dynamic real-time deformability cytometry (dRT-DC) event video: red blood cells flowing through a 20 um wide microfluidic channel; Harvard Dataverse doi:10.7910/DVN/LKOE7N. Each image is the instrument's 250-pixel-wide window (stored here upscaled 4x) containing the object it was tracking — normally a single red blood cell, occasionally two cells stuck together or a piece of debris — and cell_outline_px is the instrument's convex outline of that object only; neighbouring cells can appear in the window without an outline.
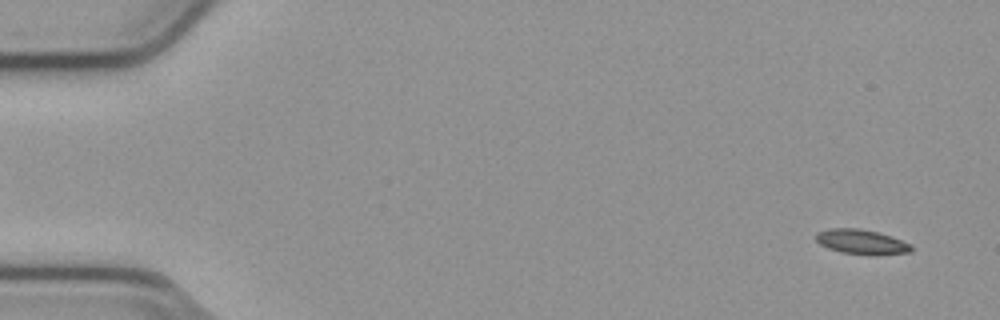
{"species": "common noctule bat (a hibernating species)", "species_latin": "Nyctalus noctula", "temperature_condition": "cold", "stored_images_in_passage": 55, "camera_frame_rate_fps": 3000, "um_per_image_px": 0.085, "animal": {"sex": "male", "body_mass_g": 23.1, "forearm_length_mm": 52.7}, "frame": {"image": 1, "passage_image": 3, "time_ms": 0.667, "image_size_px": [1000, 320], "cell_outline_px": [[912, 252], [840, 252], [828, 248], [820, 244], [816, 240], [816, 232], [832, 228], [860, 228], [892, 236], [912, 244]], "centroid_in_image_um": [73.17, 20.49], "position_along_channel_um": 11.8, "area_um2": 12.95}}
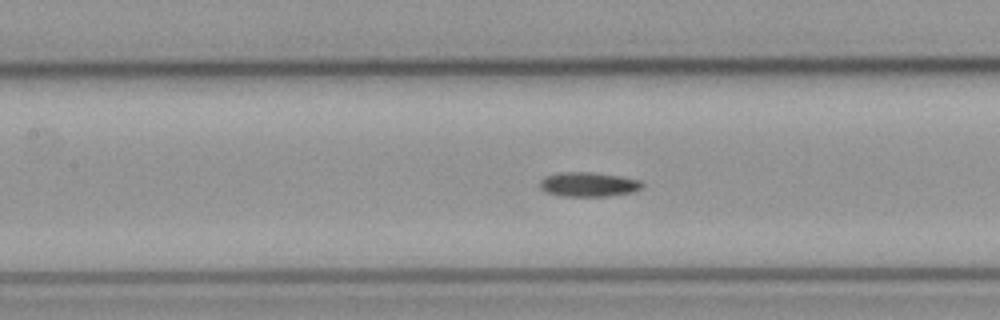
{"frame": {"image": 2, "passage_image": 25, "time_ms": 8.0, "image_size_px": [1000, 320], "cell_outline_px": [[644, 184], [640, 188], [632, 192], [608, 196], [560, 196], [544, 192], [540, 188], [540, 180], [544, 176], [560, 172], [592, 172], [620, 176], [640, 180]], "centroid_in_image_um": [49.97, 15.67], "position_along_channel_um": 157.4, "area_um2": 14.68}}
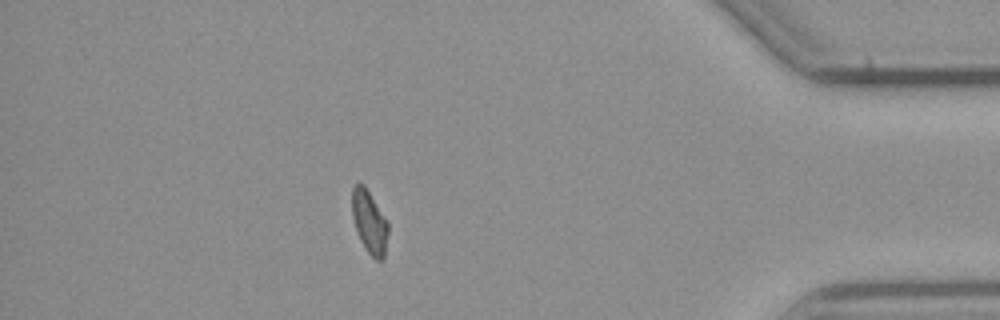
{"frame": {"image": 3, "passage_image": 48, "time_ms": 15.667, "image_size_px": [1000, 320], "cell_outline_px": [[388, 232], [384, 260], [376, 260], [364, 248], [356, 232], [352, 216], [352, 188], [356, 184], [364, 184], [388, 220]], "centroid_in_image_um": [31.41, 18.88], "position_along_channel_um": 403.8, "area_um2": 13.47}}